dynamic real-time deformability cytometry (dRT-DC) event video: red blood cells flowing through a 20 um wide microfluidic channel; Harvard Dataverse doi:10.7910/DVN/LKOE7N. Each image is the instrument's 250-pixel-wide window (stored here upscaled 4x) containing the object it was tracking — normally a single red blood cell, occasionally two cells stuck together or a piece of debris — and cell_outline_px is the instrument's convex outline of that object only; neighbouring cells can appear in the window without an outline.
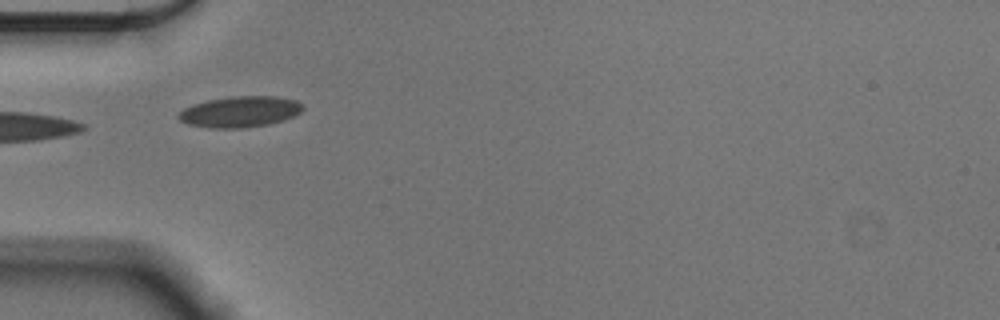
{"species": "Egyptian fruit bat (a non-hibernating species)", "species_latin": "Rousettus aegyptiacus", "temperature_condition": "cold", "stored_images_in_passage": 26, "camera_frame_rate_fps": 3000, "um_per_image_px": 0.085, "animal": {"sex": "male"}, "frame": {"image": 1, "passage_image": 1, "time_ms": 0.0, "image_size_px": [1000, 320], "cell_outline_px": [[304, 108], [300, 112], [284, 120], [268, 124], [244, 128], [208, 128], [188, 124], [180, 120], [176, 116], [184, 108], [192, 104], [208, 100], [232, 96], [276, 96], [296, 100], [304, 104]], "centroid_in_image_um": [20.4, 9.49], "position_along_channel_um": 64.6, "area_um2": 22.54}}